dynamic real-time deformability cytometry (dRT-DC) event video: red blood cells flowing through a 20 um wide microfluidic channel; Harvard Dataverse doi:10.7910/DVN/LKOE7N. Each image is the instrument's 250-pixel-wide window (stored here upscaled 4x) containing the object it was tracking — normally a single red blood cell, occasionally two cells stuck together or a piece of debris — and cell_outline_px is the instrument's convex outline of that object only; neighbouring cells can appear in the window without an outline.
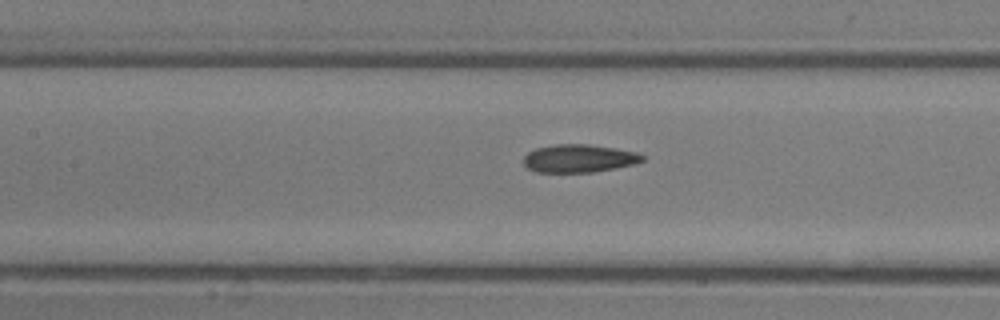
{"species": "common noctule bat (a hibernating species)", "species_latin": "Nyctalus noctula", "temperature_condition": "room temperature", "stored_images_in_passage": 15, "camera_frame_rate_fps": 3000, "um_per_image_px": 0.085, "animal": {"sex": "male", "body_mass_g": 13.3}, "frame": {"image": 1, "passage_image": 9, "time_ms": 2.667, "image_size_px": [1000, 320], "cell_outline_px": [[644, 160], [636, 164], [616, 168], [592, 172], [536, 172], [528, 168], [524, 164], [524, 156], [528, 152], [536, 148], [556, 144], [588, 144], [640, 152], [644, 156]], "centroid_in_image_um": [49.25, 13.46], "position_along_channel_um": 158.2, "area_um2": 19.48}}
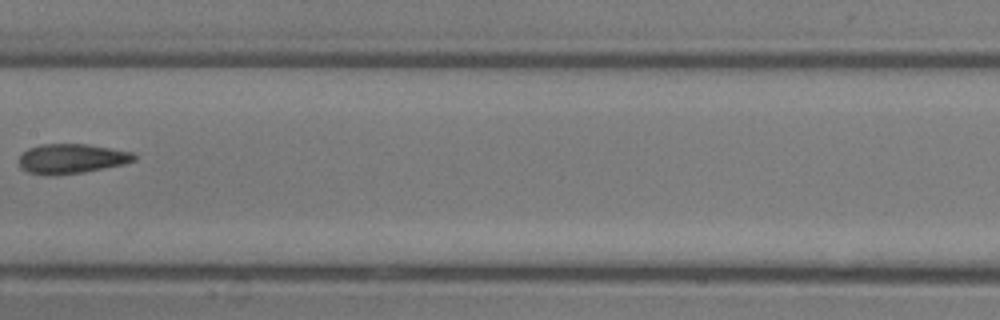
{"frame": {"image": 2, "passage_image": 11, "time_ms": 3.333, "image_size_px": [1000, 320], "cell_outline_px": [[136, 160], [124, 164], [84, 172], [52, 176], [28, 172], [20, 168], [20, 156], [28, 148], [40, 144], [88, 144], [132, 152], [136, 156]], "centroid_in_image_um": [6.08, 13.49], "position_along_channel_um": 201.3, "area_um2": 19.94}}
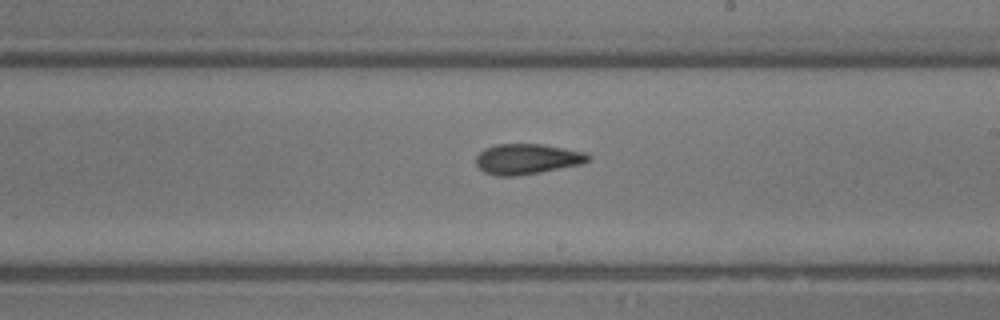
{"frame": {"image": 3, "passage_image": 13, "time_ms": 4.0, "image_size_px": [1000, 320], "cell_outline_px": [[592, 156], [588, 160], [580, 164], [540, 172], [516, 176], [496, 176], [484, 172], [476, 164], [476, 156], [484, 148], [496, 144], [544, 144], [588, 152]], "centroid_in_image_um": [44.81, 13.5], "position_along_channel_um": 244.2, "area_um2": 20.0}}